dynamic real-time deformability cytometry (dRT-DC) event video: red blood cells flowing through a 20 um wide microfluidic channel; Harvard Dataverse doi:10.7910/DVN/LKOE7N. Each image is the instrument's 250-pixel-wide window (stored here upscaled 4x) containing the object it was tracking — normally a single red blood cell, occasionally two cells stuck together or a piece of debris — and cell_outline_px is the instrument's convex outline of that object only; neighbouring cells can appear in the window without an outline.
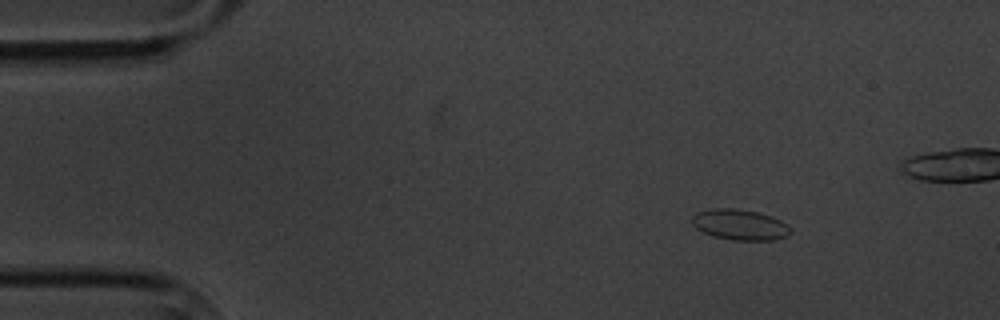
{"species": "common noctule bat (a hibernating species)", "species_latin": "Nyctalus noctula", "temperature_condition": "cold", "stored_images_in_passage": 7, "camera_frame_rate_fps": 3000, "um_per_image_px": 0.085, "animal": {"sex": "male", "body_mass_g": 20.1, "forearm_length_mm": 53.5}, "frame": {"image": 1, "passage_image": 2, "time_ms": 1.333, "image_size_px": [1000, 320], "cell_outline_px": [[792, 232], [788, 236], [772, 240], [732, 240], [712, 236], [696, 228], [692, 224], [692, 216], [696, 212], [712, 208], [732, 208], [756, 212], [772, 216], [788, 224], [792, 228]], "centroid_in_image_um": [62.91, 19.1], "position_along_channel_um": 22.1, "area_um2": 17.74}}
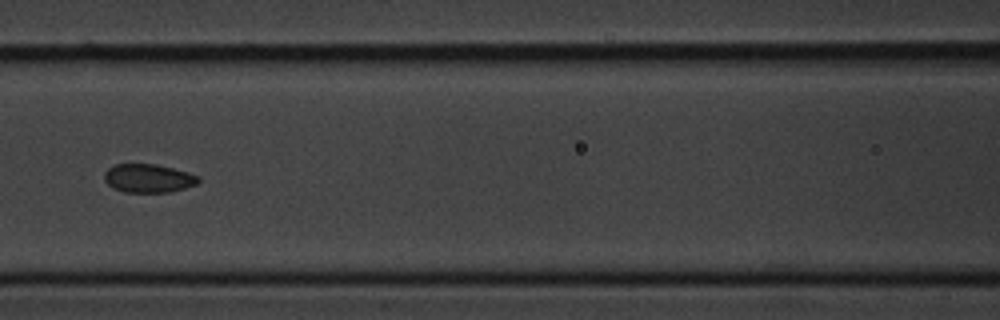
{"frame": {"image": 2, "passage_image": 7, "time_ms": 7.333, "image_size_px": [1000, 320], "cell_outline_px": [[200, 180], [196, 184], [184, 188], [168, 192], [124, 192], [112, 188], [104, 180], [104, 172], [108, 168], [116, 164], [156, 164], [188, 172], [200, 176]], "centroid_in_image_um": [12.59, 15.15], "position_along_channel_um": 154.0, "area_um2": 15.66}}